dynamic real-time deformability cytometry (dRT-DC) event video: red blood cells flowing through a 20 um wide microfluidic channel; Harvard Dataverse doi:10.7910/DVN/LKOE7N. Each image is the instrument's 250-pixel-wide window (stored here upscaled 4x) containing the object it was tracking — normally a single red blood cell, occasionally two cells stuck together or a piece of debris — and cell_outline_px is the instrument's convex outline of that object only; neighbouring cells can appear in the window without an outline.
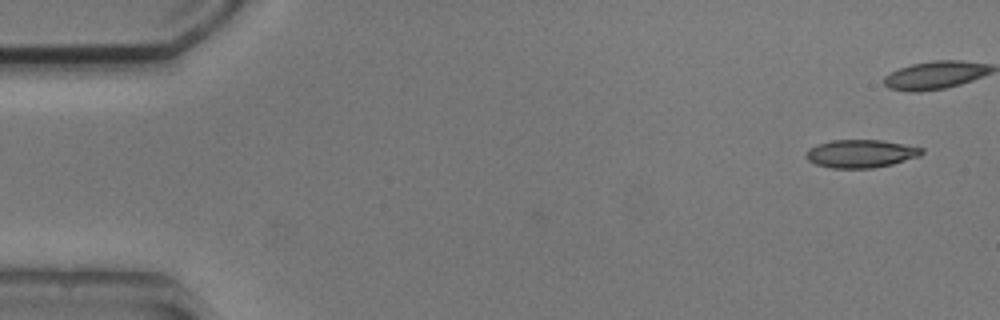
{"species": "common noctule bat (a hibernating species)", "species_latin": "Nyctalus noctula", "temperature_condition": "cold", "stored_images_in_passage": 4, "camera_frame_rate_fps": 3000, "um_per_image_px": 0.085, "animal": {"sex": "male", "body_mass_g": 20.5, "forearm_length_mm": 52.5}, "frame": {"image": 1, "passage_image": 1, "time_ms": 0.0, "image_size_px": [1000, 320], "cell_outline_px": [[924, 152], [920, 156], [892, 164], [872, 168], [832, 168], [816, 164], [808, 160], [804, 156], [808, 148], [816, 144], [832, 140], [880, 140], [924, 148]], "centroid_in_image_um": [73.14, 13.06], "position_along_channel_um": 11.9, "area_um2": 18.9}}
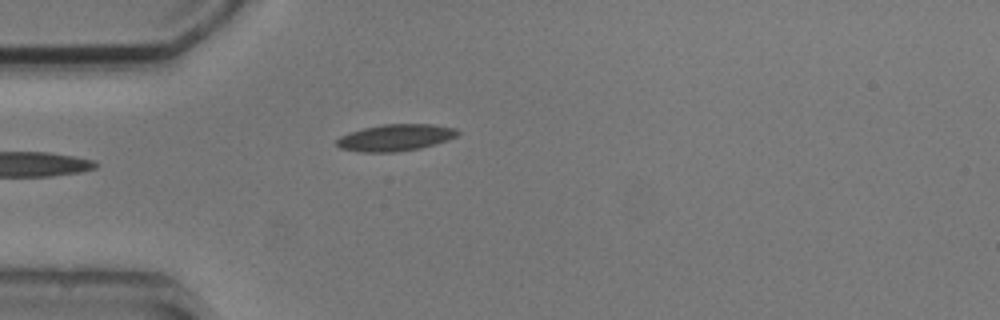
{"frame": {"image": 2, "passage_image": 4, "time_ms": 5.0, "image_size_px": [1000, 320], "cell_outline_px": [[460, 132], [456, 136], [420, 148], [396, 152], [360, 152], [340, 148], [336, 144], [336, 140], [340, 136], [348, 132], [380, 124], [432, 124], [456, 128]], "centroid_in_image_um": [33.56, 11.69], "position_along_channel_um": 51.4, "area_um2": 18.73}}